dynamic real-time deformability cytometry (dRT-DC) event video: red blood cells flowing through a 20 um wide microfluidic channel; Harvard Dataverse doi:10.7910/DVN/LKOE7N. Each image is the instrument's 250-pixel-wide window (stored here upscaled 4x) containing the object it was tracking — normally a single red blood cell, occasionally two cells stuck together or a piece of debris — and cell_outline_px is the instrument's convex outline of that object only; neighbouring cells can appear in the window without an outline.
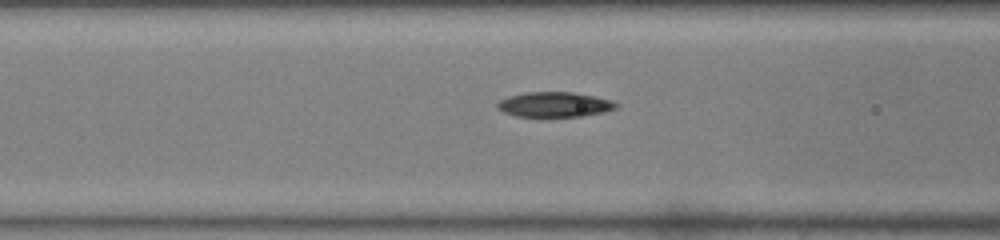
{"species": "common noctule bat (a hibernating species)", "species_latin": "Nyctalus noctula", "temperature_condition": "warm", "stored_images_in_passage": 16, "segment_of_instrument_passage": [2, 2], "camera_frame_rate_fps": 3000, "um_per_image_px": 0.085, "animal": {"sex": "male", "body_mass_g": 19.0, "forearm_length_mm": 50.8}, "frame": {"image": 1, "passage_image": 14, "time_ms": 4.333, "image_size_px": [1000, 240], "cell_outline_px": [[620, 104], [616, 108], [604, 112], [580, 116], [516, 116], [504, 112], [496, 108], [496, 104], [500, 100], [508, 96], [524, 92], [572, 92], [612, 100]], "centroid_in_image_um": [47.12, 8.87], "position_along_channel_um": 119.5, "area_um2": 17.22}}